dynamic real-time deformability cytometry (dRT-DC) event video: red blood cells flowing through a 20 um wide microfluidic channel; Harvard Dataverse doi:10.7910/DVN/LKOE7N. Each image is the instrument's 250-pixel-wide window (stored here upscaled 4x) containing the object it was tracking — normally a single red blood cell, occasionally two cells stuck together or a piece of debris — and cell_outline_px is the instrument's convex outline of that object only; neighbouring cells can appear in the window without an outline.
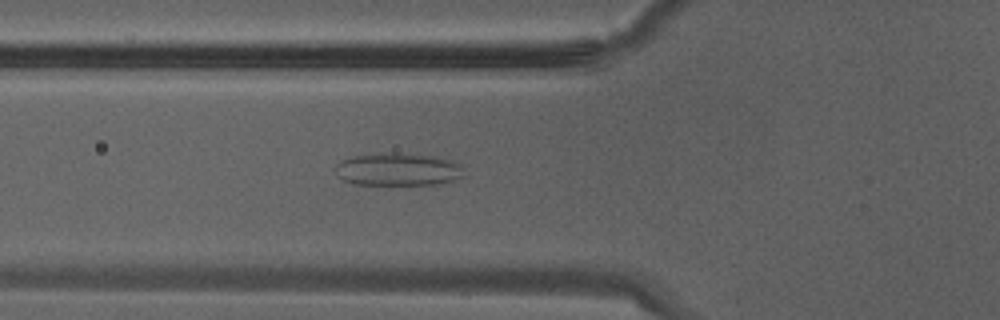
{"species": "Egyptian fruit bat (a non-hibernating species)", "species_latin": "Rousettus aegyptiacus", "temperature_condition": "warm", "stored_images_in_passage": 27, "camera_frame_rate_fps": 3000, "um_per_image_px": 0.085, "animal": {"sex": "male"}, "frame": {"image": 1, "passage_image": 5, "time_ms": 1.333, "image_size_px": [1000, 320], "cell_outline_px": [[464, 176], [452, 180], [436, 184], [352, 184], [340, 180], [336, 176], [336, 164], [340, 160], [352, 156], [380, 152], [432, 156], [452, 160], [460, 164]], "centroid_in_image_um": [33.75, 14.39], "position_along_channel_um": 92.0, "area_um2": 24.57}}
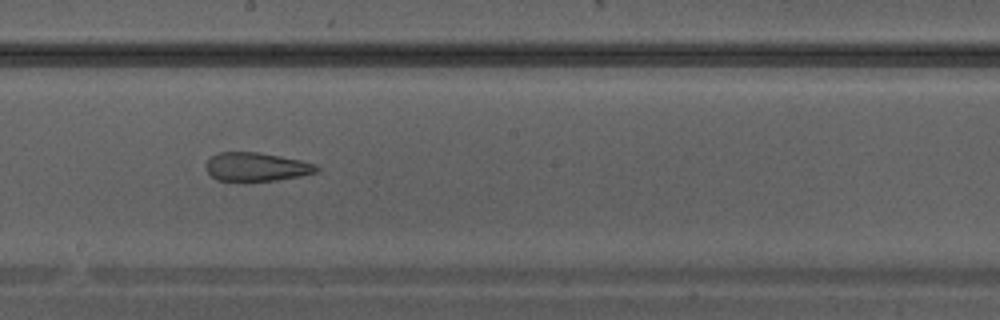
{"frame": {"image": 2, "passage_image": 12, "time_ms": 3.667, "image_size_px": [1000, 320], "cell_outline_px": [[320, 172], [300, 176], [276, 180], [216, 180], [204, 168], [204, 164], [216, 152], [256, 152], [280, 156], [300, 160], [316, 164], [320, 168]], "centroid_in_image_um": [21.8, 14.17], "position_along_channel_um": 226.4, "area_um2": 18.44}}